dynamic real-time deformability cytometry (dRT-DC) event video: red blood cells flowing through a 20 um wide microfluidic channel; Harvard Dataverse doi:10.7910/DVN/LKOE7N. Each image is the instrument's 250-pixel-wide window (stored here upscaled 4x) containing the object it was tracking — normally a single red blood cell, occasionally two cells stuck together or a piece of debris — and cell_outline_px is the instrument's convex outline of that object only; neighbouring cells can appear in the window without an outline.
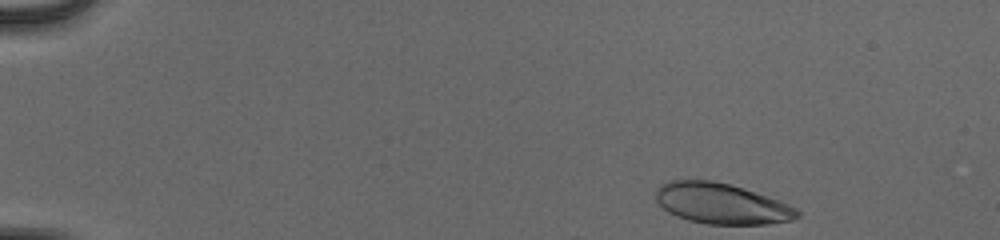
{"species": "human", "species_latin": "Homo sapiens", "temperature_condition": "cold", "stored_images_in_passage": 41, "camera_frame_rate_fps": 3000, "um_per_image_px": 0.085, "donor": {"sex": "male"}, "frame": {"image": 1, "passage_image": 1, "time_ms": 0.0, "image_size_px": [1000, 240], "cell_outline_px": [[800, 216], [792, 220], [768, 224], [708, 224], [688, 220], [676, 216], [668, 212], [656, 200], [656, 188], [660, 184], [672, 180], [712, 180], [728, 184], [780, 200], [796, 208], [800, 212]], "centroid_in_image_um": [61.32, 17.31], "position_along_channel_um": 23.7, "area_um2": 33.41}}
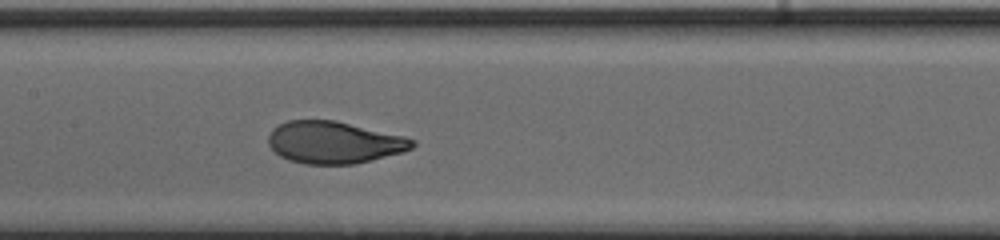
{"frame": {"image": 2, "passage_image": 22, "time_ms": 7.0, "image_size_px": [1000, 240], "cell_outline_px": [[416, 144], [412, 148], [404, 152], [356, 164], [304, 164], [288, 160], [280, 156], [268, 144], [268, 136], [272, 128], [288, 120], [336, 120], [404, 136], [416, 140]], "centroid_in_image_um": [28.41, 12.11], "position_along_channel_um": 179.0, "area_um2": 35.55}}
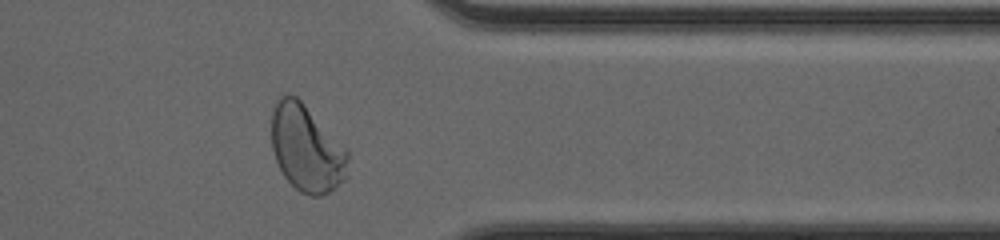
{"frame": {"image": 3, "passage_image": 38, "time_ms": 12.333, "image_size_px": [1000, 240], "cell_outline_px": [[348, 176], [344, 180], [328, 192], [320, 196], [312, 196], [300, 192], [284, 176], [276, 160], [272, 148], [272, 112], [276, 96], [288, 92], [296, 96], [348, 148]], "centroid_in_image_um": [26.06, 12.57], "position_along_channel_um": 385.3, "area_um2": 39.02}, "authors_computed_cell_mechanics": {"area_um2": 35.3736, "velocity_mm_per_s": 3.9641, "shape_relaxation_time_tau1_ms": 3.0905, "shape_relaxation_time_tau2_ms": null, "deformation_change_tau1": 0.1789, "deformation_change_tau2": null}}